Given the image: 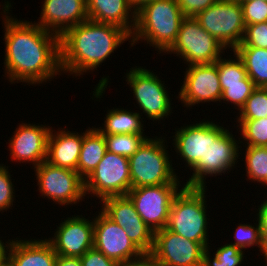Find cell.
Instances as JSON below:
<instances>
[{"label": "cell", "mask_w": 267, "mask_h": 266, "mask_svg": "<svg viewBox=\"0 0 267 266\" xmlns=\"http://www.w3.org/2000/svg\"><path fill=\"white\" fill-rule=\"evenodd\" d=\"M9 2L2 5L5 14L2 16L5 29L4 76L12 84L23 82L37 86L51 81L62 72L60 36L41 28L35 21L13 18L9 15L12 7Z\"/></svg>", "instance_id": "1"}, {"label": "cell", "mask_w": 267, "mask_h": 266, "mask_svg": "<svg viewBox=\"0 0 267 266\" xmlns=\"http://www.w3.org/2000/svg\"><path fill=\"white\" fill-rule=\"evenodd\" d=\"M129 39L131 35L121 27L90 19L69 28L60 36L62 73L80 77L97 70Z\"/></svg>", "instance_id": "2"}, {"label": "cell", "mask_w": 267, "mask_h": 266, "mask_svg": "<svg viewBox=\"0 0 267 266\" xmlns=\"http://www.w3.org/2000/svg\"><path fill=\"white\" fill-rule=\"evenodd\" d=\"M185 16L177 0H153L136 11V24L131 46L145 41L157 52L166 53L175 43ZM137 42V43H136Z\"/></svg>", "instance_id": "3"}, {"label": "cell", "mask_w": 267, "mask_h": 266, "mask_svg": "<svg viewBox=\"0 0 267 266\" xmlns=\"http://www.w3.org/2000/svg\"><path fill=\"white\" fill-rule=\"evenodd\" d=\"M206 189L184 186L174 196L166 228L188 240L209 246Z\"/></svg>", "instance_id": "4"}, {"label": "cell", "mask_w": 267, "mask_h": 266, "mask_svg": "<svg viewBox=\"0 0 267 266\" xmlns=\"http://www.w3.org/2000/svg\"><path fill=\"white\" fill-rule=\"evenodd\" d=\"M148 138L129 160L131 188L181 184L166 150L165 137ZM165 139V140H164Z\"/></svg>", "instance_id": "5"}, {"label": "cell", "mask_w": 267, "mask_h": 266, "mask_svg": "<svg viewBox=\"0 0 267 266\" xmlns=\"http://www.w3.org/2000/svg\"><path fill=\"white\" fill-rule=\"evenodd\" d=\"M226 48L201 27L193 16H185L180 24L175 43L166 52L182 58L187 65L212 64L224 54Z\"/></svg>", "instance_id": "6"}, {"label": "cell", "mask_w": 267, "mask_h": 266, "mask_svg": "<svg viewBox=\"0 0 267 266\" xmlns=\"http://www.w3.org/2000/svg\"><path fill=\"white\" fill-rule=\"evenodd\" d=\"M194 17L226 49L234 50L241 43L246 25L239 0H218Z\"/></svg>", "instance_id": "7"}, {"label": "cell", "mask_w": 267, "mask_h": 266, "mask_svg": "<svg viewBox=\"0 0 267 266\" xmlns=\"http://www.w3.org/2000/svg\"><path fill=\"white\" fill-rule=\"evenodd\" d=\"M152 72L141 66H135L126 73L125 78L133 91L138 108L143 111L141 114H146L145 116L153 122L161 119L164 121V118H168L173 113L171 98L164 81Z\"/></svg>", "instance_id": "8"}, {"label": "cell", "mask_w": 267, "mask_h": 266, "mask_svg": "<svg viewBox=\"0 0 267 266\" xmlns=\"http://www.w3.org/2000/svg\"><path fill=\"white\" fill-rule=\"evenodd\" d=\"M242 141L236 140L232 132L217 122L208 121V150L205 156V170L188 186L206 188L207 176H218L235 168ZM240 149V150H239Z\"/></svg>", "instance_id": "9"}, {"label": "cell", "mask_w": 267, "mask_h": 266, "mask_svg": "<svg viewBox=\"0 0 267 266\" xmlns=\"http://www.w3.org/2000/svg\"><path fill=\"white\" fill-rule=\"evenodd\" d=\"M130 189L128 157L108 151L94 171L84 179L85 195L90 194L100 201L111 196H125Z\"/></svg>", "instance_id": "10"}, {"label": "cell", "mask_w": 267, "mask_h": 266, "mask_svg": "<svg viewBox=\"0 0 267 266\" xmlns=\"http://www.w3.org/2000/svg\"><path fill=\"white\" fill-rule=\"evenodd\" d=\"M41 196L60 206L79 204L85 199L84 179L75 170L53 166L43 161L34 168Z\"/></svg>", "instance_id": "11"}, {"label": "cell", "mask_w": 267, "mask_h": 266, "mask_svg": "<svg viewBox=\"0 0 267 266\" xmlns=\"http://www.w3.org/2000/svg\"><path fill=\"white\" fill-rule=\"evenodd\" d=\"M180 185L142 186L131 188L127 193L137 213L153 232L167 226L172 200L183 187Z\"/></svg>", "instance_id": "12"}, {"label": "cell", "mask_w": 267, "mask_h": 266, "mask_svg": "<svg viewBox=\"0 0 267 266\" xmlns=\"http://www.w3.org/2000/svg\"><path fill=\"white\" fill-rule=\"evenodd\" d=\"M94 218L93 247L120 265L140 261L146 255L129 239L125 230L101 210Z\"/></svg>", "instance_id": "13"}, {"label": "cell", "mask_w": 267, "mask_h": 266, "mask_svg": "<svg viewBox=\"0 0 267 266\" xmlns=\"http://www.w3.org/2000/svg\"><path fill=\"white\" fill-rule=\"evenodd\" d=\"M206 249L166 227L154 232V245L148 255L160 266H202Z\"/></svg>", "instance_id": "14"}, {"label": "cell", "mask_w": 267, "mask_h": 266, "mask_svg": "<svg viewBox=\"0 0 267 266\" xmlns=\"http://www.w3.org/2000/svg\"><path fill=\"white\" fill-rule=\"evenodd\" d=\"M100 209L109 219L122 227L130 240L148 256L154 245V232L142 220L131 199L125 196H111L99 202Z\"/></svg>", "instance_id": "15"}, {"label": "cell", "mask_w": 267, "mask_h": 266, "mask_svg": "<svg viewBox=\"0 0 267 266\" xmlns=\"http://www.w3.org/2000/svg\"><path fill=\"white\" fill-rule=\"evenodd\" d=\"M184 73L183 85L176 97L184 107L190 108L205 102L222 103V88L215 63L188 65Z\"/></svg>", "instance_id": "16"}, {"label": "cell", "mask_w": 267, "mask_h": 266, "mask_svg": "<svg viewBox=\"0 0 267 266\" xmlns=\"http://www.w3.org/2000/svg\"><path fill=\"white\" fill-rule=\"evenodd\" d=\"M173 147L186 166L193 170L184 186H189L204 170L205 156L208 150V120L181 126L175 130ZM179 153V154H178Z\"/></svg>", "instance_id": "17"}, {"label": "cell", "mask_w": 267, "mask_h": 266, "mask_svg": "<svg viewBox=\"0 0 267 266\" xmlns=\"http://www.w3.org/2000/svg\"><path fill=\"white\" fill-rule=\"evenodd\" d=\"M61 222L53 237L47 239L57 255L81 257L93 248L94 220L72 215Z\"/></svg>", "instance_id": "18"}, {"label": "cell", "mask_w": 267, "mask_h": 266, "mask_svg": "<svg viewBox=\"0 0 267 266\" xmlns=\"http://www.w3.org/2000/svg\"><path fill=\"white\" fill-rule=\"evenodd\" d=\"M52 127L44 125L21 123L9 139L11 160L29 162L34 168L46 161L47 143Z\"/></svg>", "instance_id": "19"}, {"label": "cell", "mask_w": 267, "mask_h": 266, "mask_svg": "<svg viewBox=\"0 0 267 266\" xmlns=\"http://www.w3.org/2000/svg\"><path fill=\"white\" fill-rule=\"evenodd\" d=\"M41 8L36 23L58 36L88 19L86 0H44Z\"/></svg>", "instance_id": "20"}, {"label": "cell", "mask_w": 267, "mask_h": 266, "mask_svg": "<svg viewBox=\"0 0 267 266\" xmlns=\"http://www.w3.org/2000/svg\"><path fill=\"white\" fill-rule=\"evenodd\" d=\"M50 130L47 143L46 161L53 166L69 168L77 171L83 133L71 132L68 129ZM55 131V132H54Z\"/></svg>", "instance_id": "21"}, {"label": "cell", "mask_w": 267, "mask_h": 266, "mask_svg": "<svg viewBox=\"0 0 267 266\" xmlns=\"http://www.w3.org/2000/svg\"><path fill=\"white\" fill-rule=\"evenodd\" d=\"M88 19L116 25L130 35L136 24V11L128 0H86Z\"/></svg>", "instance_id": "22"}, {"label": "cell", "mask_w": 267, "mask_h": 266, "mask_svg": "<svg viewBox=\"0 0 267 266\" xmlns=\"http://www.w3.org/2000/svg\"><path fill=\"white\" fill-rule=\"evenodd\" d=\"M8 257L13 266H55L57 254L46 239L12 240Z\"/></svg>", "instance_id": "23"}, {"label": "cell", "mask_w": 267, "mask_h": 266, "mask_svg": "<svg viewBox=\"0 0 267 266\" xmlns=\"http://www.w3.org/2000/svg\"><path fill=\"white\" fill-rule=\"evenodd\" d=\"M107 152L104 135L95 127H88L83 132V141L77 164V172L86 179L100 163Z\"/></svg>", "instance_id": "24"}, {"label": "cell", "mask_w": 267, "mask_h": 266, "mask_svg": "<svg viewBox=\"0 0 267 266\" xmlns=\"http://www.w3.org/2000/svg\"><path fill=\"white\" fill-rule=\"evenodd\" d=\"M105 116L103 127L97 128L103 135H145V132H143L144 124H142L144 118H141L142 115L139 112H132L124 108H113L108 109Z\"/></svg>", "instance_id": "25"}, {"label": "cell", "mask_w": 267, "mask_h": 266, "mask_svg": "<svg viewBox=\"0 0 267 266\" xmlns=\"http://www.w3.org/2000/svg\"><path fill=\"white\" fill-rule=\"evenodd\" d=\"M234 52L243 61L248 77L256 87H267V49L236 47Z\"/></svg>", "instance_id": "26"}, {"label": "cell", "mask_w": 267, "mask_h": 266, "mask_svg": "<svg viewBox=\"0 0 267 266\" xmlns=\"http://www.w3.org/2000/svg\"><path fill=\"white\" fill-rule=\"evenodd\" d=\"M233 58L225 59L221 56L215 64L217 65L219 80L222 88V92L226 89V85L234 84H254V82L248 77L243 61L234 52Z\"/></svg>", "instance_id": "27"}, {"label": "cell", "mask_w": 267, "mask_h": 266, "mask_svg": "<svg viewBox=\"0 0 267 266\" xmlns=\"http://www.w3.org/2000/svg\"><path fill=\"white\" fill-rule=\"evenodd\" d=\"M246 176L254 183L267 186V147L244 146Z\"/></svg>", "instance_id": "28"}, {"label": "cell", "mask_w": 267, "mask_h": 266, "mask_svg": "<svg viewBox=\"0 0 267 266\" xmlns=\"http://www.w3.org/2000/svg\"><path fill=\"white\" fill-rule=\"evenodd\" d=\"M107 151L117 155L131 157L149 138L137 134L104 135Z\"/></svg>", "instance_id": "29"}, {"label": "cell", "mask_w": 267, "mask_h": 266, "mask_svg": "<svg viewBox=\"0 0 267 266\" xmlns=\"http://www.w3.org/2000/svg\"><path fill=\"white\" fill-rule=\"evenodd\" d=\"M210 247L203 253V264L202 266H239L244 261V254L240 248L232 244H225L217 248L216 252L213 253L211 258Z\"/></svg>", "instance_id": "30"}, {"label": "cell", "mask_w": 267, "mask_h": 266, "mask_svg": "<svg viewBox=\"0 0 267 266\" xmlns=\"http://www.w3.org/2000/svg\"><path fill=\"white\" fill-rule=\"evenodd\" d=\"M238 113L237 120L267 118V87H256Z\"/></svg>", "instance_id": "31"}, {"label": "cell", "mask_w": 267, "mask_h": 266, "mask_svg": "<svg viewBox=\"0 0 267 266\" xmlns=\"http://www.w3.org/2000/svg\"><path fill=\"white\" fill-rule=\"evenodd\" d=\"M240 136L244 139L243 146L267 147V118L257 120H237ZM247 143V145H246Z\"/></svg>", "instance_id": "32"}, {"label": "cell", "mask_w": 267, "mask_h": 266, "mask_svg": "<svg viewBox=\"0 0 267 266\" xmlns=\"http://www.w3.org/2000/svg\"><path fill=\"white\" fill-rule=\"evenodd\" d=\"M255 225H250L248 223L246 224H240L235 228L234 232V243H230L232 245H235L236 247L240 248L241 250L247 249V248H253V246H257L260 253L262 251L263 247V240L261 237V230L259 226V222Z\"/></svg>", "instance_id": "33"}, {"label": "cell", "mask_w": 267, "mask_h": 266, "mask_svg": "<svg viewBox=\"0 0 267 266\" xmlns=\"http://www.w3.org/2000/svg\"><path fill=\"white\" fill-rule=\"evenodd\" d=\"M237 47L267 49V21L246 25L243 39Z\"/></svg>", "instance_id": "34"}, {"label": "cell", "mask_w": 267, "mask_h": 266, "mask_svg": "<svg viewBox=\"0 0 267 266\" xmlns=\"http://www.w3.org/2000/svg\"><path fill=\"white\" fill-rule=\"evenodd\" d=\"M255 88L254 84L226 85V89L222 92L221 100L223 103H232L235 109L240 111Z\"/></svg>", "instance_id": "35"}, {"label": "cell", "mask_w": 267, "mask_h": 266, "mask_svg": "<svg viewBox=\"0 0 267 266\" xmlns=\"http://www.w3.org/2000/svg\"><path fill=\"white\" fill-rule=\"evenodd\" d=\"M245 25L267 21V2L256 0H239Z\"/></svg>", "instance_id": "36"}, {"label": "cell", "mask_w": 267, "mask_h": 266, "mask_svg": "<svg viewBox=\"0 0 267 266\" xmlns=\"http://www.w3.org/2000/svg\"><path fill=\"white\" fill-rule=\"evenodd\" d=\"M9 167L0 164V212L7 211L13 206L15 193L13 192L14 184L12 183Z\"/></svg>", "instance_id": "37"}, {"label": "cell", "mask_w": 267, "mask_h": 266, "mask_svg": "<svg viewBox=\"0 0 267 266\" xmlns=\"http://www.w3.org/2000/svg\"><path fill=\"white\" fill-rule=\"evenodd\" d=\"M81 266H120L115 260L108 258L94 247L80 257Z\"/></svg>", "instance_id": "38"}, {"label": "cell", "mask_w": 267, "mask_h": 266, "mask_svg": "<svg viewBox=\"0 0 267 266\" xmlns=\"http://www.w3.org/2000/svg\"><path fill=\"white\" fill-rule=\"evenodd\" d=\"M218 0H177L184 16H195L206 10Z\"/></svg>", "instance_id": "39"}, {"label": "cell", "mask_w": 267, "mask_h": 266, "mask_svg": "<svg viewBox=\"0 0 267 266\" xmlns=\"http://www.w3.org/2000/svg\"><path fill=\"white\" fill-rule=\"evenodd\" d=\"M267 197V196H266ZM264 201V202H263ZM261 205H258L257 221L259 222L262 240L267 239V199H264Z\"/></svg>", "instance_id": "40"}, {"label": "cell", "mask_w": 267, "mask_h": 266, "mask_svg": "<svg viewBox=\"0 0 267 266\" xmlns=\"http://www.w3.org/2000/svg\"><path fill=\"white\" fill-rule=\"evenodd\" d=\"M55 266H81L80 257L57 255Z\"/></svg>", "instance_id": "41"}, {"label": "cell", "mask_w": 267, "mask_h": 266, "mask_svg": "<svg viewBox=\"0 0 267 266\" xmlns=\"http://www.w3.org/2000/svg\"><path fill=\"white\" fill-rule=\"evenodd\" d=\"M120 266H160V265L158 263H155L149 256H146L144 259L140 261Z\"/></svg>", "instance_id": "42"}, {"label": "cell", "mask_w": 267, "mask_h": 266, "mask_svg": "<svg viewBox=\"0 0 267 266\" xmlns=\"http://www.w3.org/2000/svg\"><path fill=\"white\" fill-rule=\"evenodd\" d=\"M2 241L3 240L0 239V262L3 261L6 257H8V252L12 240L9 239L8 241H5V243Z\"/></svg>", "instance_id": "43"}, {"label": "cell", "mask_w": 267, "mask_h": 266, "mask_svg": "<svg viewBox=\"0 0 267 266\" xmlns=\"http://www.w3.org/2000/svg\"><path fill=\"white\" fill-rule=\"evenodd\" d=\"M153 0H128L131 7L137 11L139 10L143 5H145L148 2H152Z\"/></svg>", "instance_id": "44"}, {"label": "cell", "mask_w": 267, "mask_h": 266, "mask_svg": "<svg viewBox=\"0 0 267 266\" xmlns=\"http://www.w3.org/2000/svg\"><path fill=\"white\" fill-rule=\"evenodd\" d=\"M262 254L265 257V262H266V266H267V239L263 240V247H262Z\"/></svg>", "instance_id": "45"}, {"label": "cell", "mask_w": 267, "mask_h": 266, "mask_svg": "<svg viewBox=\"0 0 267 266\" xmlns=\"http://www.w3.org/2000/svg\"><path fill=\"white\" fill-rule=\"evenodd\" d=\"M0 266H13L12 261L9 257H6L3 261L0 262Z\"/></svg>", "instance_id": "46"}]
</instances>
